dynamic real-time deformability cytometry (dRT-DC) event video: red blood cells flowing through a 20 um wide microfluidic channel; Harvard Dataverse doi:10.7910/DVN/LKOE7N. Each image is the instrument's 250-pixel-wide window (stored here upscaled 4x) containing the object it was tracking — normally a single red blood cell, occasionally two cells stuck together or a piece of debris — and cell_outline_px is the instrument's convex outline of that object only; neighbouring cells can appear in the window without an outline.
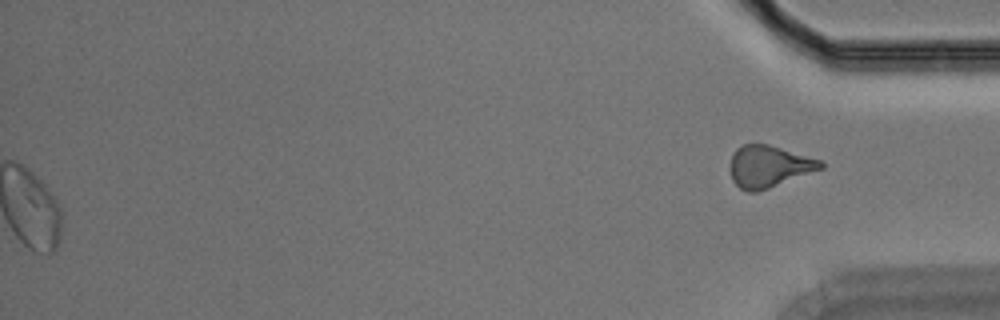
{"species": "Egyptian fruit bat (a non-hibernating species)", "species_latin": "Rousettus aegyptiacus", "temperature_condition": "room temperature", "stored_images_in_passage": 45, "segment_of_instrument_passage": [2, 2], "camera_frame_rate_fps": 3000, "um_per_image_px": 0.085, "animal": {"sex": "male"}, "frame": {"image": 1, "passage_image": 45, "time_ms": 14.667, "image_size_px": [1000, 320], "cell_outline_px": [[824, 168], [768, 188], [756, 192], [748, 192], [740, 188], [732, 180], [728, 164], [732, 152], [736, 148], [744, 144], [768, 144], [820, 160], [824, 164]], "centroid_in_image_um": [65.29, 14.14], "position_along_channel_um": 369.9, "area_um2": 22.08}}